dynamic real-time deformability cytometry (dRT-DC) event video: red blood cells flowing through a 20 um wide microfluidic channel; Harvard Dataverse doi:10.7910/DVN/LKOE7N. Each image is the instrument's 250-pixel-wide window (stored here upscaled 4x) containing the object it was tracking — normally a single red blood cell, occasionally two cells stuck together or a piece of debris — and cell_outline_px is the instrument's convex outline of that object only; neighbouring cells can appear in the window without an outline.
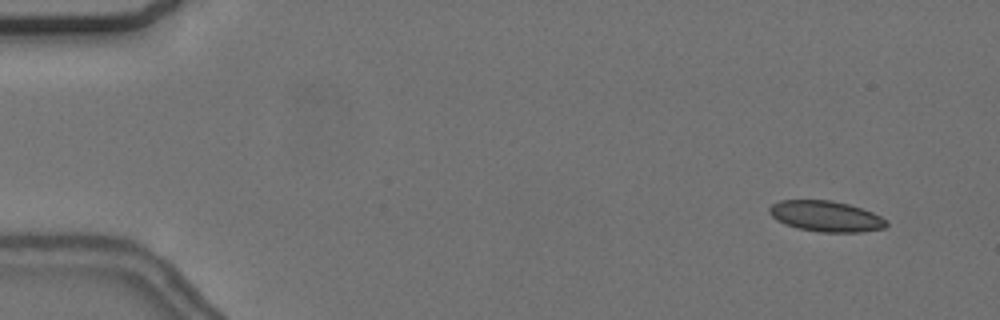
{"species": "common noctule bat (a hibernating species)", "species_latin": "Nyctalus noctula", "temperature_condition": "cold", "stored_images_in_passage": 56, "camera_frame_rate_fps": 3000, "um_per_image_px": 0.085, "animal": {"sex": "female", "body_mass_g": 24.6, "forearm_length_mm": 56.2}, "frame": {"image": 1, "passage_image": 4, "time_ms": 1.0, "image_size_px": [1000, 320], "cell_outline_px": [[888, 224], [884, 228], [860, 232], [820, 232], [796, 228], [784, 224], [776, 220], [768, 212], [768, 208], [772, 204], [780, 200], [832, 200], [848, 204], [872, 212], [888, 220]], "centroid_in_image_um": [70.18, 18.38], "position_along_channel_um": 14.8, "area_um2": 21.1}}
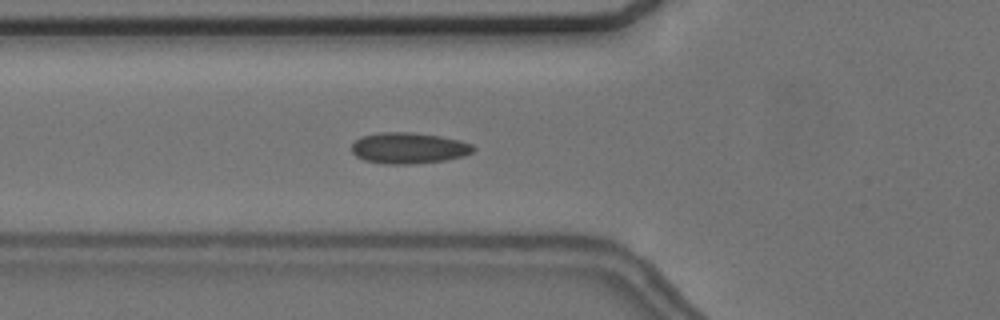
{"frame": {"image": 2, "passage_image": 20, "time_ms": 6.333, "image_size_px": [1000, 320], "cell_outline_px": [[476, 148], [472, 152], [464, 156], [444, 160], [412, 164], [388, 164], [364, 160], [356, 156], [352, 152], [352, 144], [360, 136], [380, 132], [412, 132], [440, 136], [460, 140], [472, 144]], "centroid_in_image_um": [34.74, 12.58], "position_along_channel_um": 91.1, "area_um2": 22.08}}
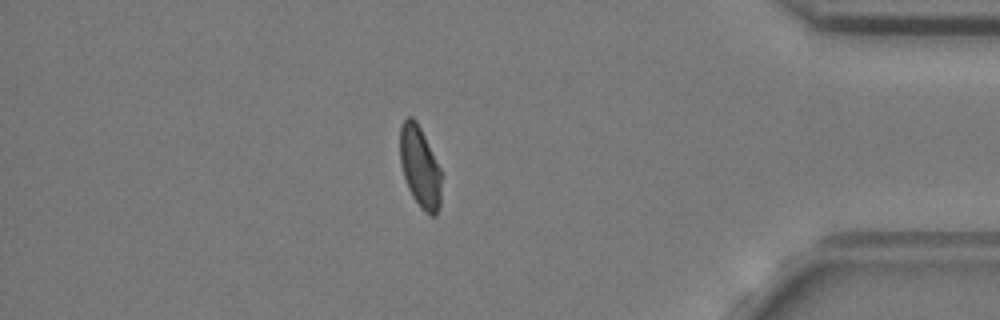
{"frame": {"image": 3, "passage_image": 48, "time_ms": 15.667, "image_size_px": [1000, 320], "cell_outline_px": [[440, 204], [436, 216], [432, 216], [424, 212], [420, 208], [412, 196], [408, 188], [400, 164], [400, 124], [408, 116], [412, 116], [416, 120], [440, 168]], "centroid_in_image_um": [35.67, 14.2], "position_along_channel_um": 399.5, "area_um2": 19.48}, "authors_computed_cell_mechanics": {"area_um2": 20.9814, "velocity_mm_per_s": 3.6736, "shape_relaxation_time_tau1_ms": null, "shape_relaxation_time_tau2_ms": 1.1236, "deformation_change_tau1": null, "deformation_change_tau2": 0.0777}}